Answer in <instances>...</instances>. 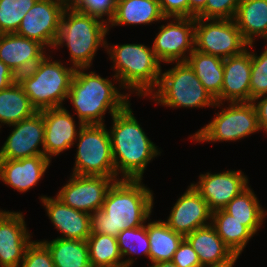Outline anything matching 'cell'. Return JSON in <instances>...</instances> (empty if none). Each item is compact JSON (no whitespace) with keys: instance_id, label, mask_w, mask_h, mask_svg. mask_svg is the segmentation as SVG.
I'll use <instances>...</instances> for the list:
<instances>
[{"instance_id":"cell-1","label":"cell","mask_w":267,"mask_h":267,"mask_svg":"<svg viewBox=\"0 0 267 267\" xmlns=\"http://www.w3.org/2000/svg\"><path fill=\"white\" fill-rule=\"evenodd\" d=\"M142 181H114L107 191L102 208L91 213V233L117 237L121 231L145 225L153 211L154 196Z\"/></svg>"},{"instance_id":"cell-2","label":"cell","mask_w":267,"mask_h":267,"mask_svg":"<svg viewBox=\"0 0 267 267\" xmlns=\"http://www.w3.org/2000/svg\"><path fill=\"white\" fill-rule=\"evenodd\" d=\"M133 112L129 103L112 116L108 130L116 176L121 179H143L147 165L162 153L148 138Z\"/></svg>"},{"instance_id":"cell-3","label":"cell","mask_w":267,"mask_h":267,"mask_svg":"<svg viewBox=\"0 0 267 267\" xmlns=\"http://www.w3.org/2000/svg\"><path fill=\"white\" fill-rule=\"evenodd\" d=\"M88 68H77L71 82L67 100L73 105L74 115L77 114L78 122L84 125L105 124L107 111L111 117L123 110L130 103V92L124 90L118 79L103 78L94 71L86 72ZM112 80L117 85L112 83Z\"/></svg>"},{"instance_id":"cell-4","label":"cell","mask_w":267,"mask_h":267,"mask_svg":"<svg viewBox=\"0 0 267 267\" xmlns=\"http://www.w3.org/2000/svg\"><path fill=\"white\" fill-rule=\"evenodd\" d=\"M108 23L68 5L62 15L54 49L66 46L75 69L90 68L100 47L106 48Z\"/></svg>"},{"instance_id":"cell-5","label":"cell","mask_w":267,"mask_h":267,"mask_svg":"<svg viewBox=\"0 0 267 267\" xmlns=\"http://www.w3.org/2000/svg\"><path fill=\"white\" fill-rule=\"evenodd\" d=\"M106 52L119 84L139 97H148L158 86L161 62L152 47L144 44H108Z\"/></svg>"},{"instance_id":"cell-6","label":"cell","mask_w":267,"mask_h":267,"mask_svg":"<svg viewBox=\"0 0 267 267\" xmlns=\"http://www.w3.org/2000/svg\"><path fill=\"white\" fill-rule=\"evenodd\" d=\"M51 57L46 54L32 69L17 76L37 111L64 106L76 71Z\"/></svg>"},{"instance_id":"cell-7","label":"cell","mask_w":267,"mask_h":267,"mask_svg":"<svg viewBox=\"0 0 267 267\" xmlns=\"http://www.w3.org/2000/svg\"><path fill=\"white\" fill-rule=\"evenodd\" d=\"M174 65L161 72L157 89L148 96L155 103L174 109L219 108L223 105L216 102L204 88L187 61L176 62Z\"/></svg>"},{"instance_id":"cell-8","label":"cell","mask_w":267,"mask_h":267,"mask_svg":"<svg viewBox=\"0 0 267 267\" xmlns=\"http://www.w3.org/2000/svg\"><path fill=\"white\" fill-rule=\"evenodd\" d=\"M225 107H220L213 120L189 138L198 143L236 142L259 133L258 115L252 102H234Z\"/></svg>"},{"instance_id":"cell-9","label":"cell","mask_w":267,"mask_h":267,"mask_svg":"<svg viewBox=\"0 0 267 267\" xmlns=\"http://www.w3.org/2000/svg\"><path fill=\"white\" fill-rule=\"evenodd\" d=\"M77 152L72 174L116 176L109 131L105 124L83 125L75 141Z\"/></svg>"},{"instance_id":"cell-10","label":"cell","mask_w":267,"mask_h":267,"mask_svg":"<svg viewBox=\"0 0 267 267\" xmlns=\"http://www.w3.org/2000/svg\"><path fill=\"white\" fill-rule=\"evenodd\" d=\"M234 19L196 18L195 50L226 59L248 48Z\"/></svg>"},{"instance_id":"cell-11","label":"cell","mask_w":267,"mask_h":267,"mask_svg":"<svg viewBox=\"0 0 267 267\" xmlns=\"http://www.w3.org/2000/svg\"><path fill=\"white\" fill-rule=\"evenodd\" d=\"M166 20V25H161L156 33L151 47L163 64L172 63L173 65L175 62H185L195 49L196 18L167 17Z\"/></svg>"},{"instance_id":"cell-12","label":"cell","mask_w":267,"mask_h":267,"mask_svg":"<svg viewBox=\"0 0 267 267\" xmlns=\"http://www.w3.org/2000/svg\"><path fill=\"white\" fill-rule=\"evenodd\" d=\"M67 6L65 0H37L22 19L16 34L36 40L52 50Z\"/></svg>"},{"instance_id":"cell-13","label":"cell","mask_w":267,"mask_h":267,"mask_svg":"<svg viewBox=\"0 0 267 267\" xmlns=\"http://www.w3.org/2000/svg\"><path fill=\"white\" fill-rule=\"evenodd\" d=\"M114 181L106 176L71 174L56 197L69 207L91 214L102 208L107 191Z\"/></svg>"},{"instance_id":"cell-14","label":"cell","mask_w":267,"mask_h":267,"mask_svg":"<svg viewBox=\"0 0 267 267\" xmlns=\"http://www.w3.org/2000/svg\"><path fill=\"white\" fill-rule=\"evenodd\" d=\"M0 148V159H21L44 155V118L40 111L16 124ZM41 146L42 149L39 147Z\"/></svg>"},{"instance_id":"cell-15","label":"cell","mask_w":267,"mask_h":267,"mask_svg":"<svg viewBox=\"0 0 267 267\" xmlns=\"http://www.w3.org/2000/svg\"><path fill=\"white\" fill-rule=\"evenodd\" d=\"M197 183H190L207 202L211 212L223 209L249 185L248 176L241 170L220 173L206 172L199 175Z\"/></svg>"},{"instance_id":"cell-16","label":"cell","mask_w":267,"mask_h":267,"mask_svg":"<svg viewBox=\"0 0 267 267\" xmlns=\"http://www.w3.org/2000/svg\"><path fill=\"white\" fill-rule=\"evenodd\" d=\"M22 213L0 211V267H19L32 242Z\"/></svg>"},{"instance_id":"cell-17","label":"cell","mask_w":267,"mask_h":267,"mask_svg":"<svg viewBox=\"0 0 267 267\" xmlns=\"http://www.w3.org/2000/svg\"><path fill=\"white\" fill-rule=\"evenodd\" d=\"M44 118V155L50 160L74 146L82 122L75 119L65 107L40 110ZM79 127V128H76Z\"/></svg>"},{"instance_id":"cell-18","label":"cell","mask_w":267,"mask_h":267,"mask_svg":"<svg viewBox=\"0 0 267 267\" xmlns=\"http://www.w3.org/2000/svg\"><path fill=\"white\" fill-rule=\"evenodd\" d=\"M171 208L170 214L164 222L183 237L198 228L211 224L212 212L192 184L180 195Z\"/></svg>"},{"instance_id":"cell-19","label":"cell","mask_w":267,"mask_h":267,"mask_svg":"<svg viewBox=\"0 0 267 267\" xmlns=\"http://www.w3.org/2000/svg\"><path fill=\"white\" fill-rule=\"evenodd\" d=\"M47 216L55 229L60 232L59 238L86 241L91 234V214L65 205L56 196H40Z\"/></svg>"},{"instance_id":"cell-20","label":"cell","mask_w":267,"mask_h":267,"mask_svg":"<svg viewBox=\"0 0 267 267\" xmlns=\"http://www.w3.org/2000/svg\"><path fill=\"white\" fill-rule=\"evenodd\" d=\"M253 44L238 55L223 61V85L220 103L250 102L251 49Z\"/></svg>"},{"instance_id":"cell-21","label":"cell","mask_w":267,"mask_h":267,"mask_svg":"<svg viewBox=\"0 0 267 267\" xmlns=\"http://www.w3.org/2000/svg\"><path fill=\"white\" fill-rule=\"evenodd\" d=\"M47 48L40 42L12 34H0V60L16 76L28 72L47 53Z\"/></svg>"},{"instance_id":"cell-22","label":"cell","mask_w":267,"mask_h":267,"mask_svg":"<svg viewBox=\"0 0 267 267\" xmlns=\"http://www.w3.org/2000/svg\"><path fill=\"white\" fill-rule=\"evenodd\" d=\"M51 161L45 155L21 159H0V180L17 192L37 186Z\"/></svg>"},{"instance_id":"cell-23","label":"cell","mask_w":267,"mask_h":267,"mask_svg":"<svg viewBox=\"0 0 267 267\" xmlns=\"http://www.w3.org/2000/svg\"><path fill=\"white\" fill-rule=\"evenodd\" d=\"M198 255L202 266L234 265L238 257L210 224L185 237Z\"/></svg>"},{"instance_id":"cell-24","label":"cell","mask_w":267,"mask_h":267,"mask_svg":"<svg viewBox=\"0 0 267 267\" xmlns=\"http://www.w3.org/2000/svg\"><path fill=\"white\" fill-rule=\"evenodd\" d=\"M165 21L158 0H117L113 18L108 23V30L121 25H151Z\"/></svg>"},{"instance_id":"cell-25","label":"cell","mask_w":267,"mask_h":267,"mask_svg":"<svg viewBox=\"0 0 267 267\" xmlns=\"http://www.w3.org/2000/svg\"><path fill=\"white\" fill-rule=\"evenodd\" d=\"M234 21L248 44H254L256 36L267 43V0H241Z\"/></svg>"},{"instance_id":"cell-26","label":"cell","mask_w":267,"mask_h":267,"mask_svg":"<svg viewBox=\"0 0 267 267\" xmlns=\"http://www.w3.org/2000/svg\"><path fill=\"white\" fill-rule=\"evenodd\" d=\"M150 243L149 260L151 264L160 261H172L174 253L185 238L171 229L164 220L146 221Z\"/></svg>"},{"instance_id":"cell-27","label":"cell","mask_w":267,"mask_h":267,"mask_svg":"<svg viewBox=\"0 0 267 267\" xmlns=\"http://www.w3.org/2000/svg\"><path fill=\"white\" fill-rule=\"evenodd\" d=\"M224 59L201 53L197 50L189 55L187 62L210 95L220 103V93L223 85Z\"/></svg>"},{"instance_id":"cell-28","label":"cell","mask_w":267,"mask_h":267,"mask_svg":"<svg viewBox=\"0 0 267 267\" xmlns=\"http://www.w3.org/2000/svg\"><path fill=\"white\" fill-rule=\"evenodd\" d=\"M36 112H38L37 109L32 105L18 81L0 90V128L3 125L16 124Z\"/></svg>"},{"instance_id":"cell-29","label":"cell","mask_w":267,"mask_h":267,"mask_svg":"<svg viewBox=\"0 0 267 267\" xmlns=\"http://www.w3.org/2000/svg\"><path fill=\"white\" fill-rule=\"evenodd\" d=\"M264 209L251 186H248L223 208L226 213L238 221L244 222V226L255 235L261 228L264 219L267 218V210Z\"/></svg>"},{"instance_id":"cell-30","label":"cell","mask_w":267,"mask_h":267,"mask_svg":"<svg viewBox=\"0 0 267 267\" xmlns=\"http://www.w3.org/2000/svg\"><path fill=\"white\" fill-rule=\"evenodd\" d=\"M211 225L238 258L255 235L248 227L244 226V222L238 221L223 209L212 212Z\"/></svg>"},{"instance_id":"cell-31","label":"cell","mask_w":267,"mask_h":267,"mask_svg":"<svg viewBox=\"0 0 267 267\" xmlns=\"http://www.w3.org/2000/svg\"><path fill=\"white\" fill-rule=\"evenodd\" d=\"M42 242L49 249L55 267H84L90 263L87 241L57 237Z\"/></svg>"},{"instance_id":"cell-32","label":"cell","mask_w":267,"mask_h":267,"mask_svg":"<svg viewBox=\"0 0 267 267\" xmlns=\"http://www.w3.org/2000/svg\"><path fill=\"white\" fill-rule=\"evenodd\" d=\"M89 260L98 267H125L118 248L117 237L91 233L86 240Z\"/></svg>"},{"instance_id":"cell-33","label":"cell","mask_w":267,"mask_h":267,"mask_svg":"<svg viewBox=\"0 0 267 267\" xmlns=\"http://www.w3.org/2000/svg\"><path fill=\"white\" fill-rule=\"evenodd\" d=\"M118 248L122 259L124 258V266L132 267L135 262L133 255H144L149 259L150 243L146 229V223L143 226L126 229L121 231L117 236ZM132 256V258H131Z\"/></svg>"},{"instance_id":"cell-34","label":"cell","mask_w":267,"mask_h":267,"mask_svg":"<svg viewBox=\"0 0 267 267\" xmlns=\"http://www.w3.org/2000/svg\"><path fill=\"white\" fill-rule=\"evenodd\" d=\"M37 0H0V34L16 33Z\"/></svg>"},{"instance_id":"cell-35","label":"cell","mask_w":267,"mask_h":267,"mask_svg":"<svg viewBox=\"0 0 267 267\" xmlns=\"http://www.w3.org/2000/svg\"><path fill=\"white\" fill-rule=\"evenodd\" d=\"M251 51L250 102L267 95V44L260 56Z\"/></svg>"},{"instance_id":"cell-36","label":"cell","mask_w":267,"mask_h":267,"mask_svg":"<svg viewBox=\"0 0 267 267\" xmlns=\"http://www.w3.org/2000/svg\"><path fill=\"white\" fill-rule=\"evenodd\" d=\"M116 4L117 0H75L71 6L77 11L94 15L109 23L114 16Z\"/></svg>"},{"instance_id":"cell-37","label":"cell","mask_w":267,"mask_h":267,"mask_svg":"<svg viewBox=\"0 0 267 267\" xmlns=\"http://www.w3.org/2000/svg\"><path fill=\"white\" fill-rule=\"evenodd\" d=\"M241 0H207L205 8L195 17L204 19H234Z\"/></svg>"},{"instance_id":"cell-38","label":"cell","mask_w":267,"mask_h":267,"mask_svg":"<svg viewBox=\"0 0 267 267\" xmlns=\"http://www.w3.org/2000/svg\"><path fill=\"white\" fill-rule=\"evenodd\" d=\"M19 267H55L51 253L47 246L40 240L28 245L24 258Z\"/></svg>"},{"instance_id":"cell-39","label":"cell","mask_w":267,"mask_h":267,"mask_svg":"<svg viewBox=\"0 0 267 267\" xmlns=\"http://www.w3.org/2000/svg\"><path fill=\"white\" fill-rule=\"evenodd\" d=\"M172 262L178 267H202L197 253L186 238L174 253Z\"/></svg>"},{"instance_id":"cell-40","label":"cell","mask_w":267,"mask_h":267,"mask_svg":"<svg viewBox=\"0 0 267 267\" xmlns=\"http://www.w3.org/2000/svg\"><path fill=\"white\" fill-rule=\"evenodd\" d=\"M165 18L190 17L189 0H158Z\"/></svg>"},{"instance_id":"cell-41","label":"cell","mask_w":267,"mask_h":267,"mask_svg":"<svg viewBox=\"0 0 267 267\" xmlns=\"http://www.w3.org/2000/svg\"><path fill=\"white\" fill-rule=\"evenodd\" d=\"M252 103L257 111L260 131H265L267 135V95L255 98Z\"/></svg>"},{"instance_id":"cell-42","label":"cell","mask_w":267,"mask_h":267,"mask_svg":"<svg viewBox=\"0 0 267 267\" xmlns=\"http://www.w3.org/2000/svg\"><path fill=\"white\" fill-rule=\"evenodd\" d=\"M17 81L14 72L0 60V90L6 89Z\"/></svg>"},{"instance_id":"cell-43","label":"cell","mask_w":267,"mask_h":267,"mask_svg":"<svg viewBox=\"0 0 267 267\" xmlns=\"http://www.w3.org/2000/svg\"><path fill=\"white\" fill-rule=\"evenodd\" d=\"M207 0H189L190 3V17H196L206 5Z\"/></svg>"},{"instance_id":"cell-44","label":"cell","mask_w":267,"mask_h":267,"mask_svg":"<svg viewBox=\"0 0 267 267\" xmlns=\"http://www.w3.org/2000/svg\"><path fill=\"white\" fill-rule=\"evenodd\" d=\"M149 267H178V266L174 264L172 261H160V262L151 264Z\"/></svg>"},{"instance_id":"cell-45","label":"cell","mask_w":267,"mask_h":267,"mask_svg":"<svg viewBox=\"0 0 267 267\" xmlns=\"http://www.w3.org/2000/svg\"><path fill=\"white\" fill-rule=\"evenodd\" d=\"M234 265L202 266V267H233Z\"/></svg>"},{"instance_id":"cell-46","label":"cell","mask_w":267,"mask_h":267,"mask_svg":"<svg viewBox=\"0 0 267 267\" xmlns=\"http://www.w3.org/2000/svg\"><path fill=\"white\" fill-rule=\"evenodd\" d=\"M84 267H98L97 265L95 264H92L91 262L88 263L87 265H85Z\"/></svg>"},{"instance_id":"cell-47","label":"cell","mask_w":267,"mask_h":267,"mask_svg":"<svg viewBox=\"0 0 267 267\" xmlns=\"http://www.w3.org/2000/svg\"><path fill=\"white\" fill-rule=\"evenodd\" d=\"M68 5H71L75 0H65Z\"/></svg>"}]
</instances>
